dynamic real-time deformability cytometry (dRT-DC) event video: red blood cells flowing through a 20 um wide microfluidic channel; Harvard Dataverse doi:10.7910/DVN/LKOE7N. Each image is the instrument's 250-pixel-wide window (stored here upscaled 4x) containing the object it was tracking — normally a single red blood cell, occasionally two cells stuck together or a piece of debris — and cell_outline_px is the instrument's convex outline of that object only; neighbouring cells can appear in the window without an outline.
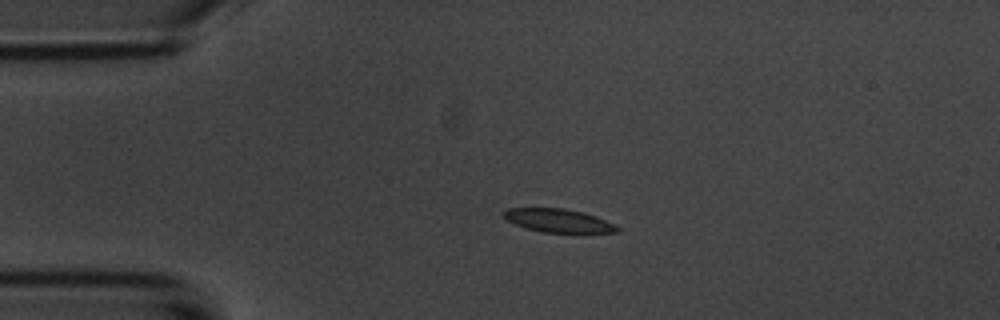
{"species": "common noctule bat (a hibernating species)", "species_latin": "Nyctalus noctula", "temperature_condition": "room temperature", "stored_images_in_passage": 2, "camera_frame_rate_fps": 3000, "um_per_image_px": 0.085, "animal": {"sex": "male", "body_mass_g": 20.1, "forearm_length_mm": 53.5}, "frame": {"image": 1, "passage_image": 1, "time_ms": 0.0, "image_size_px": [1000, 320], "cell_outline_px": [[620, 232], [584, 236], [580, 236], [544, 232], [524, 228], [508, 220], [500, 212], [508, 208], [564, 208], [584, 212], [596, 216], [616, 224], [620, 228]], "centroid_in_image_um": [47.61, 18.81], "position_along_channel_um": 37.4, "area_um2": 16.65}}